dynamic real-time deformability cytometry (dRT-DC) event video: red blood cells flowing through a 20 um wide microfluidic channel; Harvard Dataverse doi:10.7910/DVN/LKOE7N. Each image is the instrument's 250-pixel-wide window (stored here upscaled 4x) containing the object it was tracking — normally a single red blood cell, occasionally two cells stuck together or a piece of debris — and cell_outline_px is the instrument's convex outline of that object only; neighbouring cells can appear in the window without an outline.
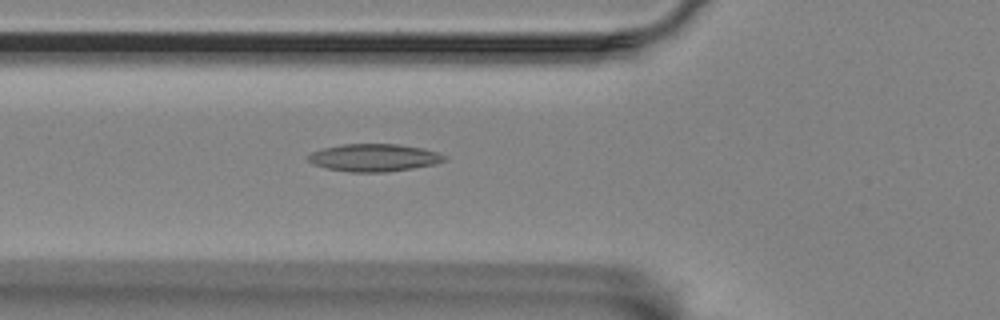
{"species": "Egyptian fruit bat (a non-hibernating species)", "species_latin": "Rousettus aegyptiacus", "temperature_condition": "room temperature", "stored_images_in_passage": 42, "camera_frame_rate_fps": 3000, "um_per_image_px": 0.085, "animal": {"sex": "female"}, "frame": {"image": 1, "passage_image": 8, "time_ms": 2.333, "image_size_px": [1000, 320], "cell_outline_px": [[444, 160], [432, 164], [412, 168], [388, 172], [348, 172], [328, 168], [312, 164], [308, 160], [308, 156], [312, 152], [324, 148], [340, 144], [396, 144], [420, 148], [436, 152], [444, 156]], "centroid_in_image_um": [31.72, 13.4], "position_along_channel_um": 94.1, "area_um2": 21.5}}
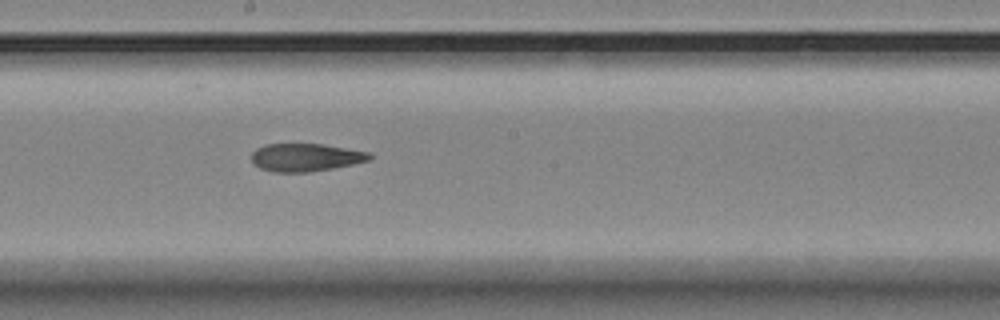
{"frame": {"image": 2, "passage_image": 19, "time_ms": 6.0, "image_size_px": [1000, 320], "cell_outline_px": [[372, 156], [368, 160], [352, 164], [332, 168], [308, 172], [276, 172], [260, 168], [252, 160], [252, 152], [256, 148], [264, 144], [320, 144], [368, 152]], "centroid_in_image_um": [25.93, 13.37], "position_along_channel_um": 222.3, "area_um2": 18.84}}
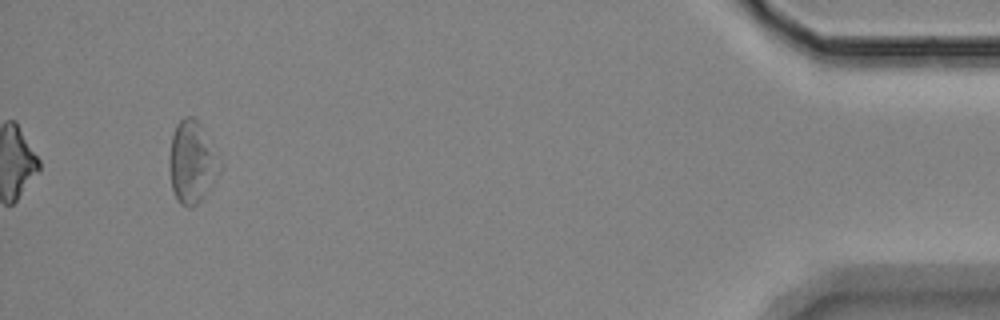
{"frame": {"image": 3, "passage_image": 42, "time_ms": 13.667, "image_size_px": [1000, 320], "cell_outline_px": [[220, 168], [200, 200], [196, 204], [188, 208], [180, 204], [172, 188], [168, 164], [168, 160], [172, 136], [176, 124], [184, 116], [192, 116], [200, 124], [220, 156]], "centroid_in_image_um": [16.29, 13.74], "position_along_channel_um": 418.9, "area_um2": 23.81}, "authors_computed_cell_mechanics": {"area_um2": 20.1144, "velocity_mm_per_s": 3.4773, "shape_relaxation_time_tau1_ms": null, "shape_relaxation_time_tau2_ms": 6.9482, "deformation_change_tau1": null, "deformation_change_tau2": 0.1734}}